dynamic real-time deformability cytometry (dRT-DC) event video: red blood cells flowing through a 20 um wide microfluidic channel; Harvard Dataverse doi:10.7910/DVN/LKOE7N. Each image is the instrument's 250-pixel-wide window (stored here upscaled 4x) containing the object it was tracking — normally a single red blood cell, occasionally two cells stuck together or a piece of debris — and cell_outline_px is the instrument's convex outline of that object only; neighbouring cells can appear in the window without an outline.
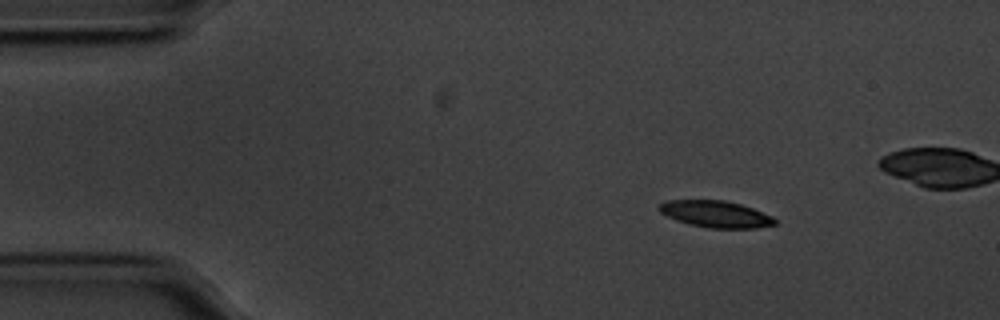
{"species": "common noctule bat (a hibernating species)", "species_latin": "Nyctalus noctula", "temperature_condition": "cold", "stored_images_in_passage": 50, "camera_frame_rate_fps": 3000, "um_per_image_px": 0.085, "animal": {"sex": "male", "body_mass_g": 20.1, "forearm_length_mm": 53.5}, "frame": {"image": 1, "passage_image": 1, "time_ms": 0.0, "image_size_px": [1000, 320], "cell_outline_px": [[776, 224], [756, 228], [712, 228], [688, 224], [676, 220], [660, 212], [656, 208], [660, 204], [668, 200], [724, 200], [740, 204], [752, 208], [772, 216], [776, 220]], "centroid_in_image_um": [60.82, 18.19], "position_along_channel_um": 24.2, "area_um2": 17.92}}
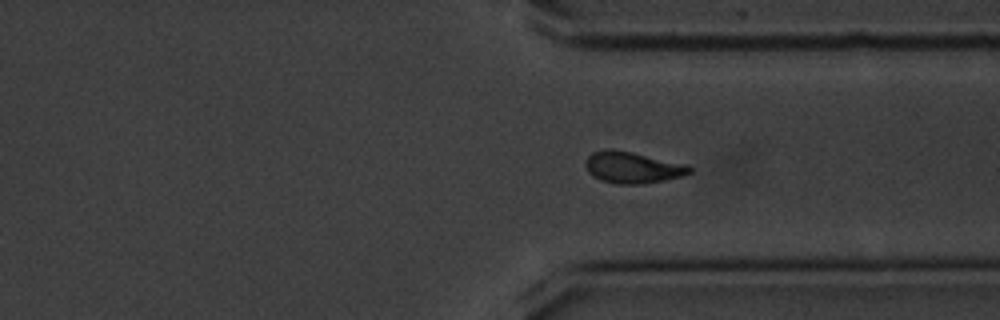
{"frame": {"image": 2, "passage_image": 35, "time_ms": 11.333, "image_size_px": [1000, 320], "cell_outline_px": [[692, 172], [680, 176], [664, 180], [640, 184], [616, 184], [600, 180], [592, 176], [588, 172], [584, 164], [588, 156], [592, 152], [604, 148], [612, 148], [632, 152], [684, 164], [692, 168]], "centroid_in_image_um": [53.69, 14.22], "position_along_channel_um": 357.7, "area_um2": 19.07}}
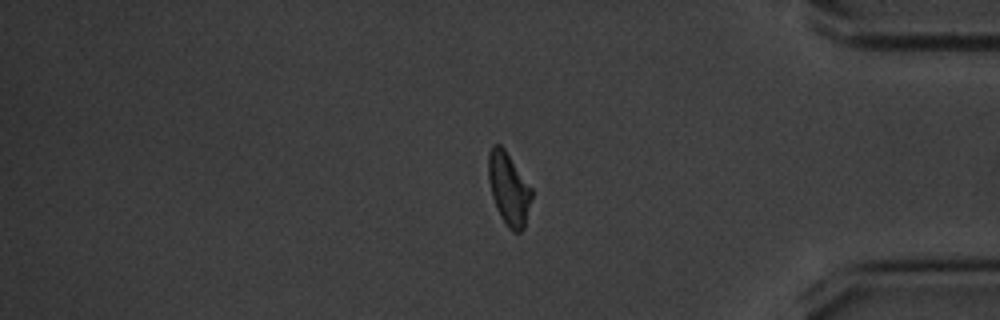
{"frame": {"image": 3, "passage_image": 40, "time_ms": 13.0, "image_size_px": [1000, 320], "cell_outline_px": [[532, 196], [524, 228], [520, 232], [512, 232], [504, 224], [496, 208], [492, 196], [488, 180], [488, 152], [492, 144], [500, 144], [504, 148], [532, 188]], "centroid_in_image_um": [43.22, 16.05], "position_along_channel_um": 392.0, "area_um2": 18.44}, "authors_computed_cell_mechanics": {"area_um2": 18.8428, "velocity_mm_per_s": 3.5282, "shape_relaxation_time_tau1_ms": 3.0376, "shape_relaxation_time_tau2_ms": 2.8173, "deformation_change_tau1": 0.1423, "deformation_change_tau2": 0.0931}}